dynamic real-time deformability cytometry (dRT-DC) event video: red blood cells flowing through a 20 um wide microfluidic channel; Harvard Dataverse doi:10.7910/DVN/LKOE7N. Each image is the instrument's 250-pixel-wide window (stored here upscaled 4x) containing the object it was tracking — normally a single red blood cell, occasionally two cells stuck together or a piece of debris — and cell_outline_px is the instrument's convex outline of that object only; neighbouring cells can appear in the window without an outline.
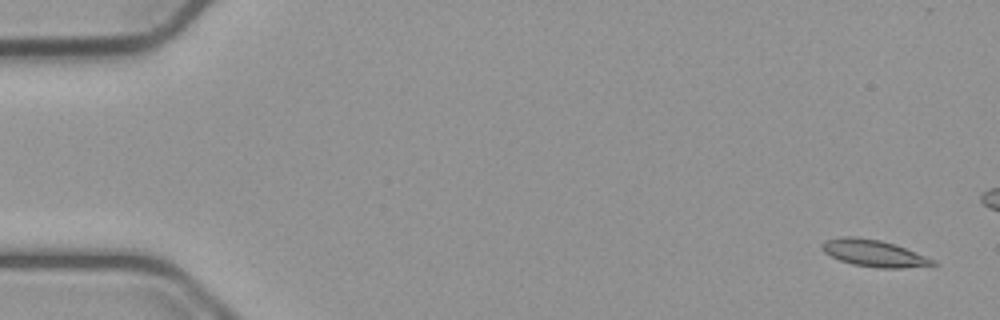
{"species": "common noctule bat (a hibernating species)", "species_latin": "Nyctalus noctula", "temperature_condition": "cold", "stored_images_in_passage": 16, "camera_frame_rate_fps": 3000, "um_per_image_px": 0.085, "animal": {"sex": "male", "body_mass_g": 23.1, "forearm_length_mm": 52.7}, "frame": {"image": 1, "passage_image": 1, "time_ms": 0.0, "image_size_px": [1000, 320], "cell_outline_px": [[940, 264], [904, 268], [876, 268], [852, 264], [840, 260], [824, 252], [820, 248], [820, 244], [824, 240], [840, 236], [856, 236], [880, 240], [896, 244], [936, 260]], "centroid_in_image_um": [74.27, 21.51], "position_along_channel_um": 10.7, "area_um2": 17.63}}